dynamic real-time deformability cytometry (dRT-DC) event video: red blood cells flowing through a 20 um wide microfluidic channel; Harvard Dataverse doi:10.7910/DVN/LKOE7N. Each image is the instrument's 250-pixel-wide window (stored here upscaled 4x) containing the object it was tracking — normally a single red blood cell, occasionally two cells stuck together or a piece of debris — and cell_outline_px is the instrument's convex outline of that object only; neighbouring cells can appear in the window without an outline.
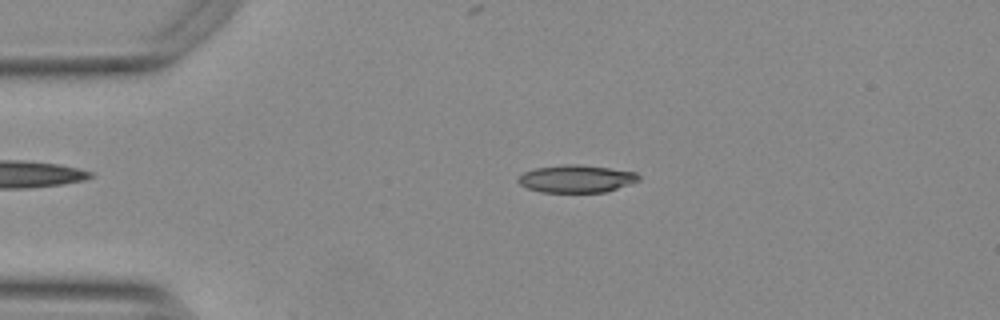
{"species": "Egyptian fruit bat (a non-hibernating species)", "species_latin": "Rousettus aegyptiacus", "temperature_condition": "warm", "stored_images_in_passage": 34, "camera_frame_rate_fps": 3000, "um_per_image_px": 0.085, "animal": {"sex": "female"}, "frame": {"image": 1, "passage_image": 11, "time_ms": 3.333, "image_size_px": [1000, 320], "cell_outline_px": [[640, 180], [604, 192], [540, 192], [528, 188], [520, 184], [516, 180], [524, 172], [536, 168], [564, 164], [580, 164], [636, 172], [640, 176]], "centroid_in_image_um": [48.97, 15.19], "position_along_channel_um": 36.0, "area_um2": 19.19}}
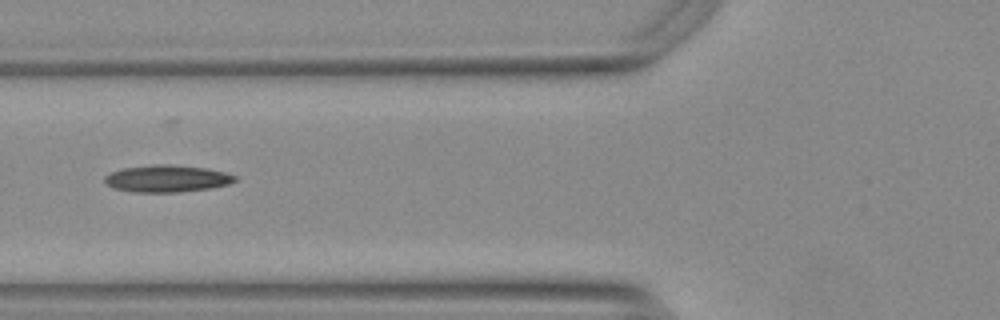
{"frame": {"image": 2, "passage_image": 20, "time_ms": 6.333, "image_size_px": [1000, 320], "cell_outline_px": [[236, 180], [228, 184], [208, 188], [176, 192], [136, 192], [112, 188], [104, 180], [104, 176], [112, 172], [124, 168], [152, 164], [168, 164], [208, 168], [224, 172], [236, 176]], "centroid_in_image_um": [14.18, 15.17], "position_along_channel_um": 111.6, "area_um2": 20.35}}
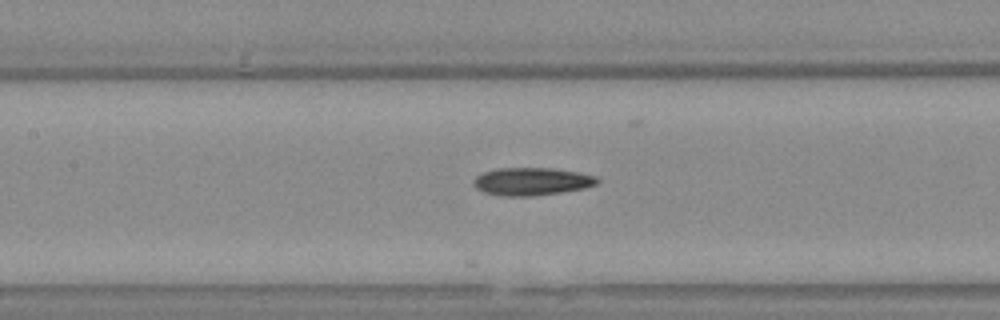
{"frame": {"image": 3, "passage_image": 24, "time_ms": 7.667, "image_size_px": [1000, 320], "cell_outline_px": [[600, 180], [596, 184], [584, 188], [560, 192], [532, 196], [504, 196], [484, 192], [476, 188], [472, 184], [476, 176], [484, 172], [496, 168], [552, 168], [576, 172], [596, 176]], "centroid_in_image_um": [45.17, 15.42], "position_along_channel_um": 162.2, "area_um2": 19.88}}